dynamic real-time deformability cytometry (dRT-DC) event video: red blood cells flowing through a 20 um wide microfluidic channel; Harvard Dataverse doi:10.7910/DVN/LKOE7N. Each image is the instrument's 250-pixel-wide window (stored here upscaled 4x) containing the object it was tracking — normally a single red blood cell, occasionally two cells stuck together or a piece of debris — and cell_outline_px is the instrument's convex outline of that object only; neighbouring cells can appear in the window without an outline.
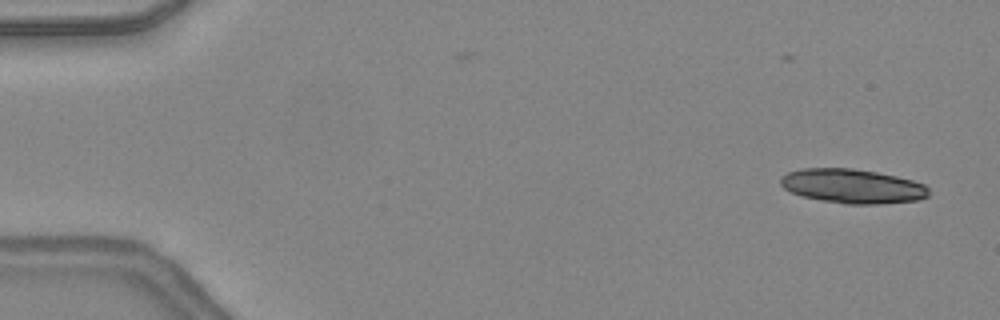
{"species": "common noctule bat (a hibernating species)", "species_latin": "Nyctalus noctula", "temperature_condition": "warm", "stored_images_in_passage": 18, "camera_frame_rate_fps": 3000, "um_per_image_px": 0.085, "animal": {"sex": "female", "body_mass_g": 24.6, "forearm_length_mm": 56.2}, "frame": {"image": 1, "passage_image": 2, "time_ms": 0.333, "image_size_px": [1000, 320], "cell_outline_px": [[928, 196], [920, 200], [880, 204], [844, 204], [800, 196], [784, 188], [780, 184], [780, 176], [788, 172], [800, 168], [852, 168], [876, 172], [896, 176], [912, 180], [924, 184], [928, 188]], "centroid_in_image_um": [72.44, 15.82], "position_along_channel_um": 12.6, "area_um2": 29.77}}